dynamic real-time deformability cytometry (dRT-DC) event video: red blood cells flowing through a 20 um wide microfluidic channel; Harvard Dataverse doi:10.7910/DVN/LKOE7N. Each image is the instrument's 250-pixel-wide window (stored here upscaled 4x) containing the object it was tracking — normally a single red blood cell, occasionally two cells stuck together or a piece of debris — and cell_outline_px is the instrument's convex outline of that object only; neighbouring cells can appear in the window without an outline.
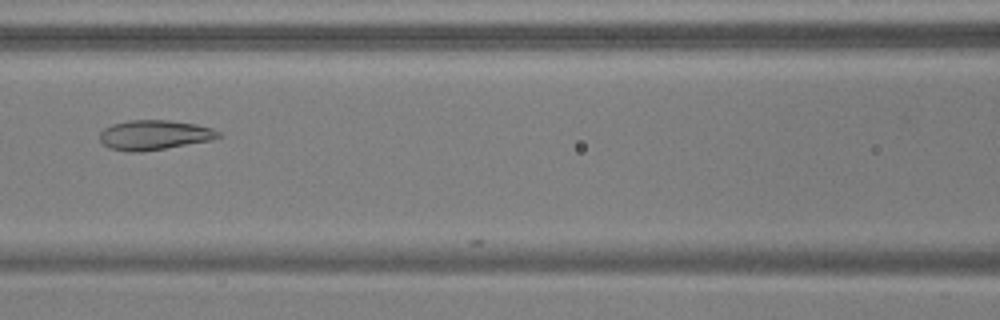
{"species": "common noctule bat (a hibernating species)", "species_latin": "Nyctalus noctula", "temperature_condition": "warm", "stored_images_in_passage": 38, "camera_frame_rate_fps": 3000, "um_per_image_px": 0.085, "animal": {"sex": "male", "body_mass_g": 17.9, "forearm_length_mm": 54.2}, "frame": {"image": 1, "passage_image": 9, "time_ms": 2.667, "image_size_px": [1000, 320], "cell_outline_px": [[224, 136], [212, 140], [140, 152], [128, 152], [108, 148], [100, 140], [100, 132], [104, 128], [112, 124], [128, 120], [168, 120], [196, 124], [212, 128], [220, 132]], "centroid_in_image_um": [13.12, 11.47], "position_along_channel_um": 153.5, "area_um2": 20.63}}
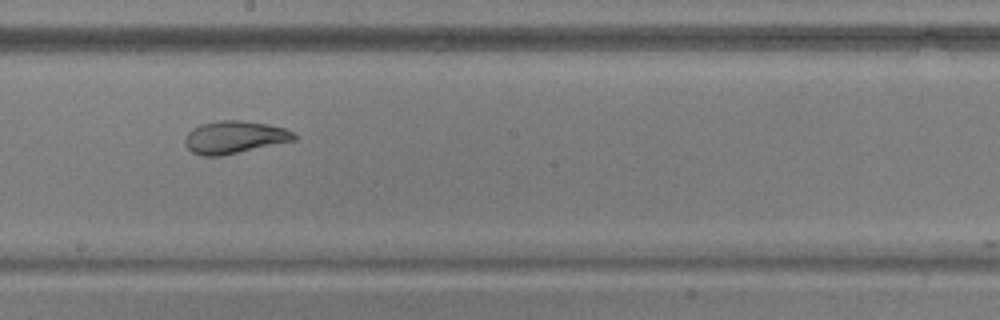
{"frame": {"image": 2, "passage_image": 15, "time_ms": 4.667, "image_size_px": [1000, 320], "cell_outline_px": [[300, 136], [296, 140], [220, 156], [204, 156], [192, 152], [184, 144], [184, 140], [188, 132], [192, 128], [200, 124], [220, 120], [244, 120], [268, 124], [284, 128]], "centroid_in_image_um": [19.93, 11.65], "position_along_channel_um": 228.3, "area_um2": 20.81}}
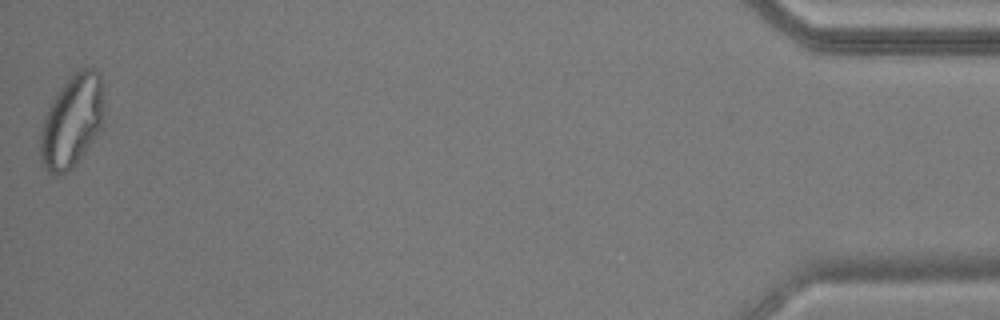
{"frame": {"image": 3, "passage_image": 38, "time_ms": 12.333, "image_size_px": [1000, 320], "cell_outline_px": [[100, 128], [76, 164], [72, 168], [60, 176], [52, 176], [48, 172], [40, 160], [40, 132], [44, 116], [52, 100], [60, 88], [80, 68], [92, 68], [100, 72]], "centroid_in_image_um": [6.03, 10.37], "position_along_channel_um": 429.2, "area_um2": 33.35}, "authors_computed_cell_mechanics": {"area_um2": 20.9814, "velocity_mm_per_s": 3.741, "shape_relaxation_time_tau1_ms": null, "shape_relaxation_time_tau2_ms": 1.1074, "deformation_change_tau1": null, "deformation_change_tau2": 0.0655}}